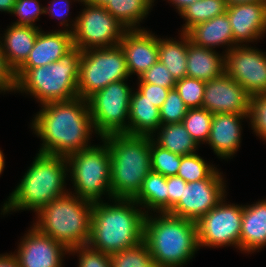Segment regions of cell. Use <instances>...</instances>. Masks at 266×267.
I'll return each instance as SVG.
<instances>
[{"instance_id": "cell-1", "label": "cell", "mask_w": 266, "mask_h": 267, "mask_svg": "<svg viewBox=\"0 0 266 267\" xmlns=\"http://www.w3.org/2000/svg\"><path fill=\"white\" fill-rule=\"evenodd\" d=\"M42 105L31 123L43 141L39 153L67 157L92 147L88 143L94 125L86 99L76 97Z\"/></svg>"}, {"instance_id": "cell-2", "label": "cell", "mask_w": 266, "mask_h": 267, "mask_svg": "<svg viewBox=\"0 0 266 267\" xmlns=\"http://www.w3.org/2000/svg\"><path fill=\"white\" fill-rule=\"evenodd\" d=\"M112 200L113 205L103 201L93 203L87 244L107 255L131 248L143 241L147 213L141 207L136 208L138 204L133 199Z\"/></svg>"}, {"instance_id": "cell-3", "label": "cell", "mask_w": 266, "mask_h": 267, "mask_svg": "<svg viewBox=\"0 0 266 267\" xmlns=\"http://www.w3.org/2000/svg\"><path fill=\"white\" fill-rule=\"evenodd\" d=\"M23 179L10 194L1 209L4 214L11 211L34 210L38 213L54 199L65 196L67 159L64 156L37 153Z\"/></svg>"}, {"instance_id": "cell-4", "label": "cell", "mask_w": 266, "mask_h": 267, "mask_svg": "<svg viewBox=\"0 0 266 267\" xmlns=\"http://www.w3.org/2000/svg\"><path fill=\"white\" fill-rule=\"evenodd\" d=\"M153 218L146 213L143 241L158 267H181L199 249L195 221L160 212Z\"/></svg>"}, {"instance_id": "cell-5", "label": "cell", "mask_w": 266, "mask_h": 267, "mask_svg": "<svg viewBox=\"0 0 266 267\" xmlns=\"http://www.w3.org/2000/svg\"><path fill=\"white\" fill-rule=\"evenodd\" d=\"M111 157V192L113 199H134L151 171L152 137L109 134L102 137Z\"/></svg>"}, {"instance_id": "cell-6", "label": "cell", "mask_w": 266, "mask_h": 267, "mask_svg": "<svg viewBox=\"0 0 266 267\" xmlns=\"http://www.w3.org/2000/svg\"><path fill=\"white\" fill-rule=\"evenodd\" d=\"M81 53L74 46L56 62L30 69H18L15 72V91L30 93L41 105L78 97Z\"/></svg>"}, {"instance_id": "cell-7", "label": "cell", "mask_w": 266, "mask_h": 267, "mask_svg": "<svg viewBox=\"0 0 266 267\" xmlns=\"http://www.w3.org/2000/svg\"><path fill=\"white\" fill-rule=\"evenodd\" d=\"M92 209L93 202L69 192L43 207L33 226L68 250L85 246L90 238Z\"/></svg>"}, {"instance_id": "cell-8", "label": "cell", "mask_w": 266, "mask_h": 267, "mask_svg": "<svg viewBox=\"0 0 266 267\" xmlns=\"http://www.w3.org/2000/svg\"><path fill=\"white\" fill-rule=\"evenodd\" d=\"M93 145L66 157L75 195L90 202H101V196L111 192V157L107 143ZM72 168V169H71Z\"/></svg>"}, {"instance_id": "cell-9", "label": "cell", "mask_w": 266, "mask_h": 267, "mask_svg": "<svg viewBox=\"0 0 266 267\" xmlns=\"http://www.w3.org/2000/svg\"><path fill=\"white\" fill-rule=\"evenodd\" d=\"M128 77L130 74L120 45L84 50L81 53L78 97L87 100L108 84Z\"/></svg>"}, {"instance_id": "cell-10", "label": "cell", "mask_w": 266, "mask_h": 267, "mask_svg": "<svg viewBox=\"0 0 266 267\" xmlns=\"http://www.w3.org/2000/svg\"><path fill=\"white\" fill-rule=\"evenodd\" d=\"M131 88L125 80L112 82L90 96L89 111L100 139L109 134H128Z\"/></svg>"}, {"instance_id": "cell-11", "label": "cell", "mask_w": 266, "mask_h": 267, "mask_svg": "<svg viewBox=\"0 0 266 267\" xmlns=\"http://www.w3.org/2000/svg\"><path fill=\"white\" fill-rule=\"evenodd\" d=\"M81 3L86 8L71 24L74 46L84 51L119 45L127 29L104 7Z\"/></svg>"}, {"instance_id": "cell-12", "label": "cell", "mask_w": 266, "mask_h": 267, "mask_svg": "<svg viewBox=\"0 0 266 267\" xmlns=\"http://www.w3.org/2000/svg\"><path fill=\"white\" fill-rule=\"evenodd\" d=\"M242 215L243 205L227 204L222 199L196 222L199 247L228 245L240 250Z\"/></svg>"}, {"instance_id": "cell-13", "label": "cell", "mask_w": 266, "mask_h": 267, "mask_svg": "<svg viewBox=\"0 0 266 267\" xmlns=\"http://www.w3.org/2000/svg\"><path fill=\"white\" fill-rule=\"evenodd\" d=\"M245 46V47H244ZM225 73L250 95L266 94V53L247 45L226 51Z\"/></svg>"}, {"instance_id": "cell-14", "label": "cell", "mask_w": 266, "mask_h": 267, "mask_svg": "<svg viewBox=\"0 0 266 267\" xmlns=\"http://www.w3.org/2000/svg\"><path fill=\"white\" fill-rule=\"evenodd\" d=\"M223 179H203L187 183L179 202L168 212L171 215L197 222L225 199Z\"/></svg>"}, {"instance_id": "cell-15", "label": "cell", "mask_w": 266, "mask_h": 267, "mask_svg": "<svg viewBox=\"0 0 266 267\" xmlns=\"http://www.w3.org/2000/svg\"><path fill=\"white\" fill-rule=\"evenodd\" d=\"M250 95L230 76L224 73L205 82L202 108L213 114H245L249 112Z\"/></svg>"}, {"instance_id": "cell-16", "label": "cell", "mask_w": 266, "mask_h": 267, "mask_svg": "<svg viewBox=\"0 0 266 267\" xmlns=\"http://www.w3.org/2000/svg\"><path fill=\"white\" fill-rule=\"evenodd\" d=\"M30 229L19 244L17 253H13L19 266L62 267V258L69 250L52 237L41 233L36 227Z\"/></svg>"}, {"instance_id": "cell-17", "label": "cell", "mask_w": 266, "mask_h": 267, "mask_svg": "<svg viewBox=\"0 0 266 267\" xmlns=\"http://www.w3.org/2000/svg\"><path fill=\"white\" fill-rule=\"evenodd\" d=\"M119 45L130 75L139 77L158 61V36L144 28L126 30Z\"/></svg>"}, {"instance_id": "cell-18", "label": "cell", "mask_w": 266, "mask_h": 267, "mask_svg": "<svg viewBox=\"0 0 266 267\" xmlns=\"http://www.w3.org/2000/svg\"><path fill=\"white\" fill-rule=\"evenodd\" d=\"M226 14L237 46L255 41L266 32V3L232 5L227 7Z\"/></svg>"}, {"instance_id": "cell-19", "label": "cell", "mask_w": 266, "mask_h": 267, "mask_svg": "<svg viewBox=\"0 0 266 267\" xmlns=\"http://www.w3.org/2000/svg\"><path fill=\"white\" fill-rule=\"evenodd\" d=\"M247 119L245 114L218 113L213 114L210 135L207 140L220 158H230L237 152L241 143V120Z\"/></svg>"}, {"instance_id": "cell-20", "label": "cell", "mask_w": 266, "mask_h": 267, "mask_svg": "<svg viewBox=\"0 0 266 267\" xmlns=\"http://www.w3.org/2000/svg\"><path fill=\"white\" fill-rule=\"evenodd\" d=\"M39 31L29 57L19 69H30L58 61L73 47L71 30H59L43 33Z\"/></svg>"}, {"instance_id": "cell-21", "label": "cell", "mask_w": 266, "mask_h": 267, "mask_svg": "<svg viewBox=\"0 0 266 267\" xmlns=\"http://www.w3.org/2000/svg\"><path fill=\"white\" fill-rule=\"evenodd\" d=\"M39 31V27L13 24L3 34L4 39L0 40L1 49L14 72L29 57Z\"/></svg>"}, {"instance_id": "cell-22", "label": "cell", "mask_w": 266, "mask_h": 267, "mask_svg": "<svg viewBox=\"0 0 266 267\" xmlns=\"http://www.w3.org/2000/svg\"><path fill=\"white\" fill-rule=\"evenodd\" d=\"M225 73V56L194 45L187 35V77L207 82Z\"/></svg>"}, {"instance_id": "cell-23", "label": "cell", "mask_w": 266, "mask_h": 267, "mask_svg": "<svg viewBox=\"0 0 266 267\" xmlns=\"http://www.w3.org/2000/svg\"><path fill=\"white\" fill-rule=\"evenodd\" d=\"M266 246V200L244 205L240 235V251L254 252Z\"/></svg>"}, {"instance_id": "cell-24", "label": "cell", "mask_w": 266, "mask_h": 267, "mask_svg": "<svg viewBox=\"0 0 266 267\" xmlns=\"http://www.w3.org/2000/svg\"><path fill=\"white\" fill-rule=\"evenodd\" d=\"M128 135L149 136L160 128V110L139 90L132 92L129 105Z\"/></svg>"}, {"instance_id": "cell-25", "label": "cell", "mask_w": 266, "mask_h": 267, "mask_svg": "<svg viewBox=\"0 0 266 267\" xmlns=\"http://www.w3.org/2000/svg\"><path fill=\"white\" fill-rule=\"evenodd\" d=\"M187 35L190 42L199 47L213 49L215 46L227 45L229 51L237 46L226 13L192 27Z\"/></svg>"}, {"instance_id": "cell-26", "label": "cell", "mask_w": 266, "mask_h": 267, "mask_svg": "<svg viewBox=\"0 0 266 267\" xmlns=\"http://www.w3.org/2000/svg\"><path fill=\"white\" fill-rule=\"evenodd\" d=\"M133 200L147 211L168 212L167 177L150 171Z\"/></svg>"}, {"instance_id": "cell-27", "label": "cell", "mask_w": 266, "mask_h": 267, "mask_svg": "<svg viewBox=\"0 0 266 267\" xmlns=\"http://www.w3.org/2000/svg\"><path fill=\"white\" fill-rule=\"evenodd\" d=\"M180 36L181 41L158 38V60L176 81L187 77V33L181 32Z\"/></svg>"}, {"instance_id": "cell-28", "label": "cell", "mask_w": 266, "mask_h": 267, "mask_svg": "<svg viewBox=\"0 0 266 267\" xmlns=\"http://www.w3.org/2000/svg\"><path fill=\"white\" fill-rule=\"evenodd\" d=\"M153 141L160 147L181 156L196 153L197 142L191 137L182 122L161 125ZM156 139V140H155Z\"/></svg>"}, {"instance_id": "cell-29", "label": "cell", "mask_w": 266, "mask_h": 267, "mask_svg": "<svg viewBox=\"0 0 266 267\" xmlns=\"http://www.w3.org/2000/svg\"><path fill=\"white\" fill-rule=\"evenodd\" d=\"M151 0H110L104 8L127 30L140 29L136 25L147 17Z\"/></svg>"}, {"instance_id": "cell-30", "label": "cell", "mask_w": 266, "mask_h": 267, "mask_svg": "<svg viewBox=\"0 0 266 267\" xmlns=\"http://www.w3.org/2000/svg\"><path fill=\"white\" fill-rule=\"evenodd\" d=\"M226 10L225 0H197L180 13L186 20L181 31L187 33L192 27L225 14Z\"/></svg>"}, {"instance_id": "cell-31", "label": "cell", "mask_w": 266, "mask_h": 267, "mask_svg": "<svg viewBox=\"0 0 266 267\" xmlns=\"http://www.w3.org/2000/svg\"><path fill=\"white\" fill-rule=\"evenodd\" d=\"M216 169L213 165H208L198 154L193 153L181 156L177 176L187 183L203 179H223V175Z\"/></svg>"}, {"instance_id": "cell-32", "label": "cell", "mask_w": 266, "mask_h": 267, "mask_svg": "<svg viewBox=\"0 0 266 267\" xmlns=\"http://www.w3.org/2000/svg\"><path fill=\"white\" fill-rule=\"evenodd\" d=\"M111 267H158L144 241L110 255Z\"/></svg>"}, {"instance_id": "cell-33", "label": "cell", "mask_w": 266, "mask_h": 267, "mask_svg": "<svg viewBox=\"0 0 266 267\" xmlns=\"http://www.w3.org/2000/svg\"><path fill=\"white\" fill-rule=\"evenodd\" d=\"M213 113L204 108L188 109L186 116L183 118V125L191 137L199 145L206 142L210 135Z\"/></svg>"}, {"instance_id": "cell-34", "label": "cell", "mask_w": 266, "mask_h": 267, "mask_svg": "<svg viewBox=\"0 0 266 267\" xmlns=\"http://www.w3.org/2000/svg\"><path fill=\"white\" fill-rule=\"evenodd\" d=\"M151 171L165 177L177 176L181 155L172 153L157 145L153 139L150 142Z\"/></svg>"}, {"instance_id": "cell-35", "label": "cell", "mask_w": 266, "mask_h": 267, "mask_svg": "<svg viewBox=\"0 0 266 267\" xmlns=\"http://www.w3.org/2000/svg\"><path fill=\"white\" fill-rule=\"evenodd\" d=\"M175 89L178 91L184 104L189 108H202L205 92V82L196 78L184 77L177 80Z\"/></svg>"}, {"instance_id": "cell-36", "label": "cell", "mask_w": 266, "mask_h": 267, "mask_svg": "<svg viewBox=\"0 0 266 267\" xmlns=\"http://www.w3.org/2000/svg\"><path fill=\"white\" fill-rule=\"evenodd\" d=\"M188 107L184 104L178 91L170 89L166 100L159 108L161 124L180 123L188 112Z\"/></svg>"}, {"instance_id": "cell-37", "label": "cell", "mask_w": 266, "mask_h": 267, "mask_svg": "<svg viewBox=\"0 0 266 267\" xmlns=\"http://www.w3.org/2000/svg\"><path fill=\"white\" fill-rule=\"evenodd\" d=\"M248 118L253 132L266 140V94L250 96Z\"/></svg>"}, {"instance_id": "cell-38", "label": "cell", "mask_w": 266, "mask_h": 267, "mask_svg": "<svg viewBox=\"0 0 266 267\" xmlns=\"http://www.w3.org/2000/svg\"><path fill=\"white\" fill-rule=\"evenodd\" d=\"M38 0H16L11 14L18 16L19 20L13 24L35 26L34 22L39 20L41 14H45Z\"/></svg>"}, {"instance_id": "cell-39", "label": "cell", "mask_w": 266, "mask_h": 267, "mask_svg": "<svg viewBox=\"0 0 266 267\" xmlns=\"http://www.w3.org/2000/svg\"><path fill=\"white\" fill-rule=\"evenodd\" d=\"M138 83H150L165 88H175L176 80L159 60L138 77Z\"/></svg>"}, {"instance_id": "cell-40", "label": "cell", "mask_w": 266, "mask_h": 267, "mask_svg": "<svg viewBox=\"0 0 266 267\" xmlns=\"http://www.w3.org/2000/svg\"><path fill=\"white\" fill-rule=\"evenodd\" d=\"M69 253H79L78 267H111L110 255L94 250L88 245L72 248Z\"/></svg>"}, {"instance_id": "cell-41", "label": "cell", "mask_w": 266, "mask_h": 267, "mask_svg": "<svg viewBox=\"0 0 266 267\" xmlns=\"http://www.w3.org/2000/svg\"><path fill=\"white\" fill-rule=\"evenodd\" d=\"M139 87L137 88L143 95L146 96V99L152 102L156 107L160 108L164 101L167 98V95L170 91L169 88H165L159 85H154L150 83H138Z\"/></svg>"}, {"instance_id": "cell-42", "label": "cell", "mask_w": 266, "mask_h": 267, "mask_svg": "<svg viewBox=\"0 0 266 267\" xmlns=\"http://www.w3.org/2000/svg\"><path fill=\"white\" fill-rule=\"evenodd\" d=\"M15 72L9 67L0 45V92L15 91Z\"/></svg>"}, {"instance_id": "cell-43", "label": "cell", "mask_w": 266, "mask_h": 267, "mask_svg": "<svg viewBox=\"0 0 266 267\" xmlns=\"http://www.w3.org/2000/svg\"><path fill=\"white\" fill-rule=\"evenodd\" d=\"M186 184L187 182L181 177H167L168 212L179 202L183 192V186H186Z\"/></svg>"}, {"instance_id": "cell-44", "label": "cell", "mask_w": 266, "mask_h": 267, "mask_svg": "<svg viewBox=\"0 0 266 267\" xmlns=\"http://www.w3.org/2000/svg\"><path fill=\"white\" fill-rule=\"evenodd\" d=\"M75 1V0H74ZM76 1H82V0H76ZM70 2L69 0H52L50 3L49 7H45V14L49 15L51 14V16L53 17H58L59 19H61L62 21L60 22L61 25H65L66 27L69 26L68 24V20L64 19V17H68V13H69V8H70ZM62 6H60L61 4ZM58 5V6H57ZM60 8V11L58 12V9ZM63 10H62V9ZM66 22V23H65Z\"/></svg>"}, {"instance_id": "cell-45", "label": "cell", "mask_w": 266, "mask_h": 267, "mask_svg": "<svg viewBox=\"0 0 266 267\" xmlns=\"http://www.w3.org/2000/svg\"><path fill=\"white\" fill-rule=\"evenodd\" d=\"M0 267H20L17 259L12 254H0Z\"/></svg>"}, {"instance_id": "cell-46", "label": "cell", "mask_w": 266, "mask_h": 267, "mask_svg": "<svg viewBox=\"0 0 266 267\" xmlns=\"http://www.w3.org/2000/svg\"><path fill=\"white\" fill-rule=\"evenodd\" d=\"M168 1L172 2V4L176 6V9L180 14L184 9H186V7L193 4L197 0H168Z\"/></svg>"}, {"instance_id": "cell-47", "label": "cell", "mask_w": 266, "mask_h": 267, "mask_svg": "<svg viewBox=\"0 0 266 267\" xmlns=\"http://www.w3.org/2000/svg\"><path fill=\"white\" fill-rule=\"evenodd\" d=\"M16 0H0V11L12 13Z\"/></svg>"}, {"instance_id": "cell-48", "label": "cell", "mask_w": 266, "mask_h": 267, "mask_svg": "<svg viewBox=\"0 0 266 267\" xmlns=\"http://www.w3.org/2000/svg\"><path fill=\"white\" fill-rule=\"evenodd\" d=\"M253 2L266 3V0H225L227 7L236 5V4H245V3H253Z\"/></svg>"}, {"instance_id": "cell-49", "label": "cell", "mask_w": 266, "mask_h": 267, "mask_svg": "<svg viewBox=\"0 0 266 267\" xmlns=\"http://www.w3.org/2000/svg\"><path fill=\"white\" fill-rule=\"evenodd\" d=\"M83 2L104 7L110 0H82Z\"/></svg>"}, {"instance_id": "cell-50", "label": "cell", "mask_w": 266, "mask_h": 267, "mask_svg": "<svg viewBox=\"0 0 266 267\" xmlns=\"http://www.w3.org/2000/svg\"><path fill=\"white\" fill-rule=\"evenodd\" d=\"M4 166H5L4 155L3 152L0 150V175L3 172Z\"/></svg>"}]
</instances>
